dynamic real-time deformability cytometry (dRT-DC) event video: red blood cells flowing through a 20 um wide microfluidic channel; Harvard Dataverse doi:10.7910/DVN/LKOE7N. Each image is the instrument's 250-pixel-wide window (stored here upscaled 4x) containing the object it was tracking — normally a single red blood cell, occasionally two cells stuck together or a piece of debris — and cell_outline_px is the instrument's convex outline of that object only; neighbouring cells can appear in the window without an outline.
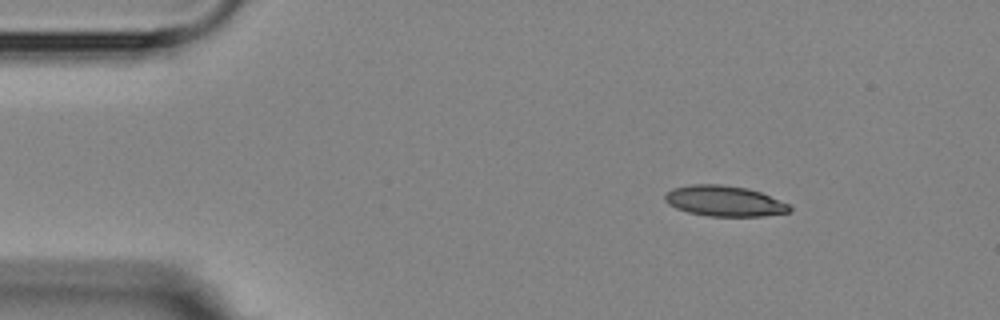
{"species": "Egyptian fruit bat (a non-hibernating species)", "species_latin": "Rousettus aegyptiacus", "temperature_condition": "room temperature", "stored_images_in_passage": 13, "camera_frame_rate_fps": 3000, "um_per_image_px": 0.085, "animal": {"sex": "female"}, "frame": {"image": 1, "passage_image": 1, "time_ms": 0.0, "image_size_px": [1000, 320], "cell_outline_px": [[792, 212], [764, 216], [708, 216], [688, 212], [676, 208], [668, 204], [664, 200], [664, 196], [672, 188], [692, 184], [720, 184], [748, 188], [760, 192], [788, 204], [792, 208]], "centroid_in_image_um": [61.57, 17.09], "position_along_channel_um": 23.4, "area_um2": 22.25}}
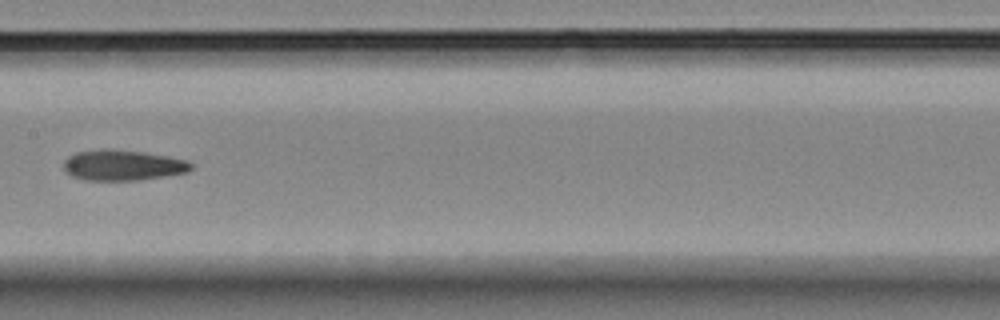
{"frame": {"image": 2, "passage_image": 6, "time_ms": 6.667, "image_size_px": [1000, 320], "cell_outline_px": [[192, 168], [188, 172], [140, 180], [84, 180], [72, 176], [64, 168], [64, 160], [68, 156], [76, 152], [104, 148], [108, 148], [144, 152], [168, 156], [188, 160], [192, 164]], "centroid_in_image_um": [10.44, 14.03], "position_along_channel_um": 197.0, "area_um2": 22.83}}
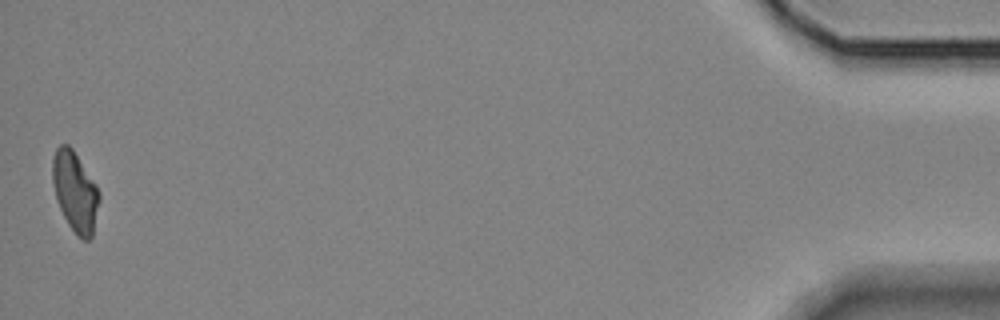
{"frame": {"image": 3, "passage_image": 13, "time_ms": 15.667, "image_size_px": [1000, 320], "cell_outline_px": [[100, 200], [92, 236], [88, 240], [84, 240], [68, 224], [56, 200], [52, 184], [52, 156], [56, 148], [60, 144], [68, 144], [72, 148], [96, 184], [100, 192]], "centroid_in_image_um": [6.37, 16.24], "position_along_channel_um": 428.8, "area_um2": 21.79}}